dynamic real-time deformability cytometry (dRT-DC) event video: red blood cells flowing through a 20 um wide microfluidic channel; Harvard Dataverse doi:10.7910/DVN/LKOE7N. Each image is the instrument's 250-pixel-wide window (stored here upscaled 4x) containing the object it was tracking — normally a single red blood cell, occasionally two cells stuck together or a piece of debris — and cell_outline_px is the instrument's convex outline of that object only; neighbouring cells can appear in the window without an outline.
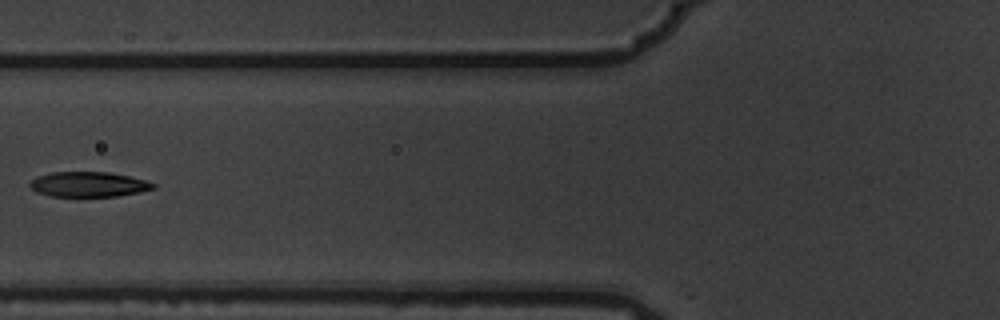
{"species": "common noctule bat (a hibernating species)", "species_latin": "Nyctalus noctula", "temperature_condition": "warm", "stored_images_in_passage": 7, "camera_frame_rate_fps": 3000, "um_per_image_px": 0.085, "animal": {"sex": "male", "body_mass_g": 19.5, "forearm_length_mm": 54.6}, "frame": {"image": 1, "passage_image": 6, "time_ms": 1.667, "image_size_px": [1000, 320], "cell_outline_px": [[156, 188], [140, 192], [116, 196], [52, 196], [36, 192], [28, 184], [36, 176], [52, 172], [108, 172], [148, 180], [156, 184]], "centroid_in_image_um": [7.55, 15.66], "position_along_channel_um": 118.3, "area_um2": 18.03}}
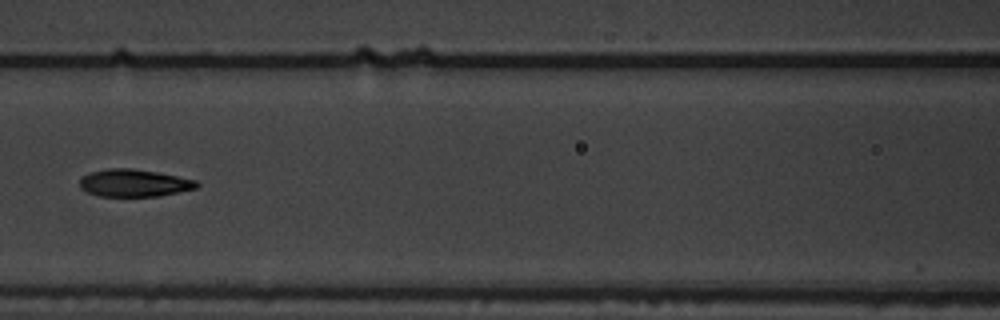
{"frame": {"image": 2, "passage_image": 7, "time_ms": 2.0, "image_size_px": [1000, 320], "cell_outline_px": [[200, 184], [196, 188], [160, 196], [100, 196], [88, 192], [80, 188], [80, 180], [88, 172], [108, 168], [132, 168], [156, 172], [196, 180]], "centroid_in_image_um": [11.39, 15.55], "position_along_channel_um": 155.2, "area_um2": 18.61}}